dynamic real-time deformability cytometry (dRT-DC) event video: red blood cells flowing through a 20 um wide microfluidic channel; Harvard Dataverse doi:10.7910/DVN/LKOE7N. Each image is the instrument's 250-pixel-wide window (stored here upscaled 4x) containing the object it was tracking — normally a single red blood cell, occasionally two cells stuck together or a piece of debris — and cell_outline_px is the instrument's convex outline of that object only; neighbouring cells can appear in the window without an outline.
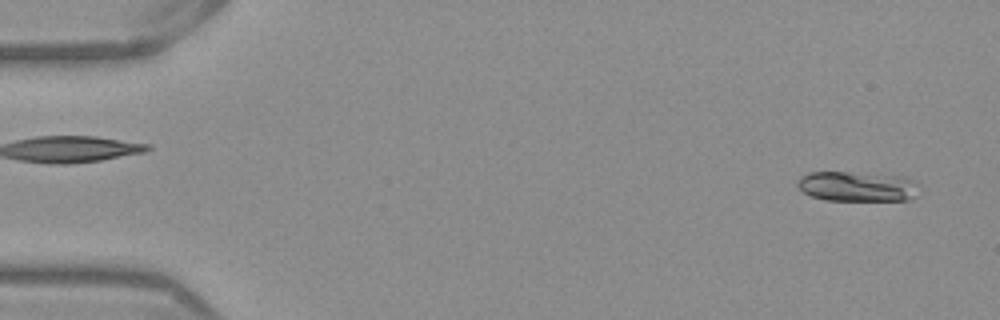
{"species": "Egyptian fruit bat (a non-hibernating species)", "species_latin": "Rousettus aegyptiacus", "temperature_condition": "warm", "stored_images_in_passage": 50, "camera_frame_rate_fps": 3000, "um_per_image_px": 0.085, "frame": {"image": 1, "passage_image": 1, "time_ms": 0.0, "image_size_px": [1000, 320], "cell_outline_px": [[924, 188], [916, 196], [908, 200], [824, 200], [812, 196], [804, 192], [796, 184], [800, 176], [808, 172], [848, 172], [908, 176], [920, 184]], "centroid_in_image_um": [72.97, 15.84], "position_along_channel_um": 12.0, "area_um2": 21.79}}
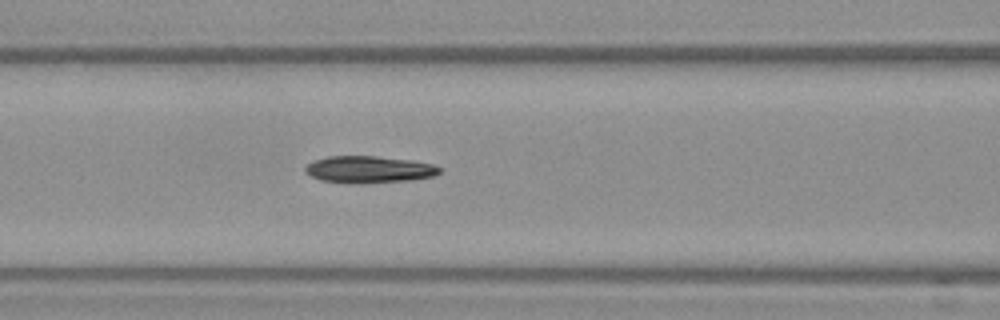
{"frame": {"image": 2, "passage_image": 20, "time_ms": 6.333, "image_size_px": [1000, 320], "cell_outline_px": [[440, 172], [432, 176], [412, 180], [320, 180], [304, 172], [304, 168], [312, 160], [328, 156], [376, 156], [412, 160], [436, 164], [440, 168]], "centroid_in_image_um": [31.38, 14.33], "position_along_channel_um": 135.2, "area_um2": 19.94}}
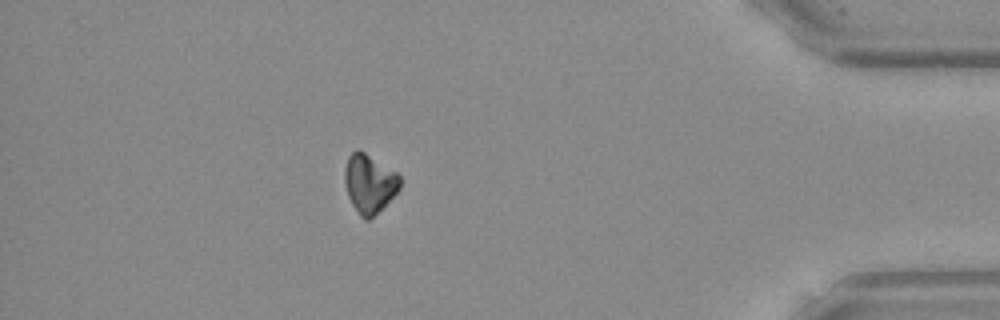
{"frame": {"image": 3, "passage_image": 44, "time_ms": 14.333, "image_size_px": [1000, 320], "cell_outline_px": [[400, 188], [368, 220], [364, 220], [360, 216], [352, 204], [348, 196], [344, 184], [344, 168], [348, 156], [356, 148], [364, 152], [396, 172], [400, 176]], "centroid_in_image_um": [31.35, 15.57], "position_along_channel_um": 403.9, "area_um2": 18.61}, "authors_computed_cell_mechanics": {"area_um2": 20.4901, "velocity_mm_per_s": 3.9084, "shape_relaxation_time_tau1_ms": 3.5827, "shape_relaxation_time_tau2_ms": null, "deformation_change_tau1": 0.127, "deformation_change_tau2": null}}